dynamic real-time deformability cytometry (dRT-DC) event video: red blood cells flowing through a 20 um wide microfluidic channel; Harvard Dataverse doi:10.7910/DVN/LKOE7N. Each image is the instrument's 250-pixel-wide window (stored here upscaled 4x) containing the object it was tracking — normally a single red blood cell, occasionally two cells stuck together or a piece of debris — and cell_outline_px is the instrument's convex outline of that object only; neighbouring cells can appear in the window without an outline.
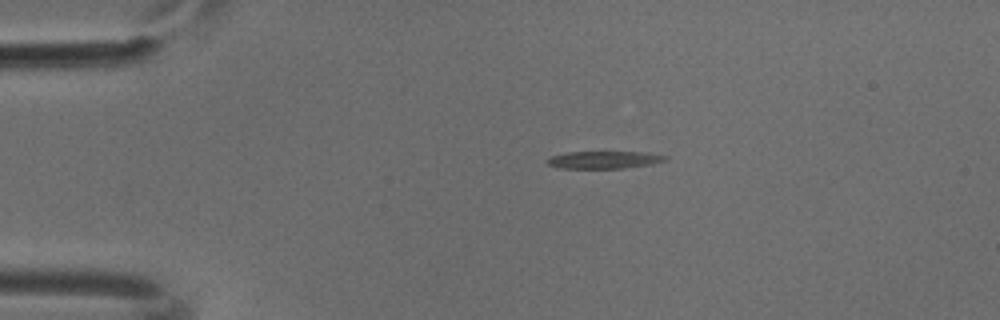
{"species": "common noctule bat (a hibernating species)", "species_latin": "Nyctalus noctula", "temperature_condition": "cold", "stored_images_in_passage": 42, "camera_frame_rate_fps": 3000, "um_per_image_px": 0.085, "animal": {"sex": "male", "body_mass_g": 18.8}, "frame": {"image": 1, "passage_image": 1, "time_ms": 0.0, "image_size_px": [1000, 320], "cell_outline_px": [[668, 160], [652, 164], [624, 168], [556, 168], [548, 164], [544, 160], [552, 156], [568, 152], [648, 152], [668, 156]], "centroid_in_image_um": [51.37, 13.58], "position_along_channel_um": 33.6, "area_um2": 12.08}}
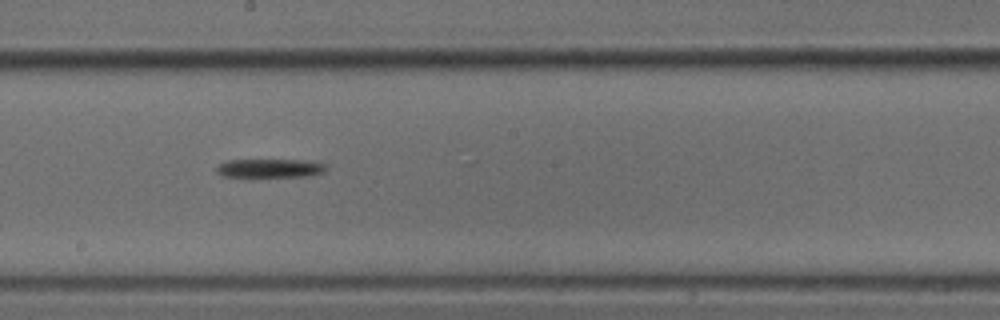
{"frame": {"image": 2, "passage_image": 19, "time_ms": 6.0, "image_size_px": [1000, 320], "cell_outline_px": [[328, 168], [324, 172], [308, 176], [220, 176], [216, 172], [216, 168], [220, 164], [228, 160], [312, 160], [328, 164]], "centroid_in_image_um": [23.02, 14.28], "position_along_channel_um": 225.2, "area_um2": 11.96}}
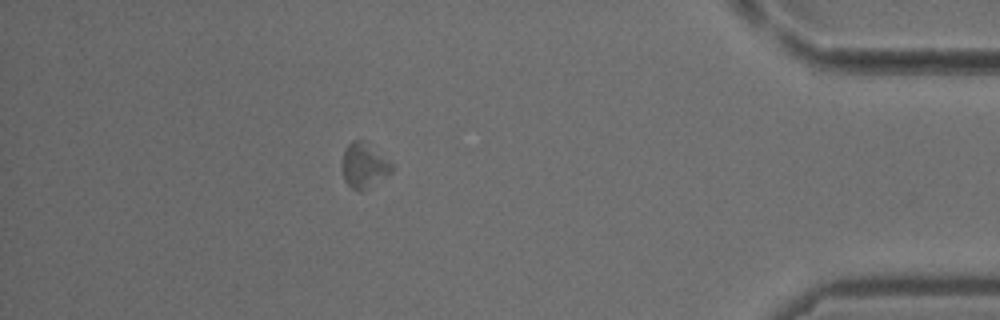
{"frame": {"image": 3, "passage_image": 36, "time_ms": 11.667, "image_size_px": [1000, 320], "cell_outline_px": [[392, 172], [364, 188], [352, 188], [344, 180], [340, 168], [340, 164], [344, 148], [352, 140], [360, 140], [392, 164]], "centroid_in_image_um": [30.84, 14.04], "position_along_channel_um": 404.4, "area_um2": 12.31}}